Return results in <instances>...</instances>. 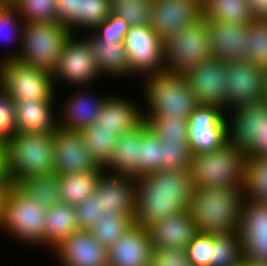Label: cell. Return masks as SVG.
I'll return each instance as SVG.
<instances>
[{"mask_svg":"<svg viewBox=\"0 0 267 266\" xmlns=\"http://www.w3.org/2000/svg\"><path fill=\"white\" fill-rule=\"evenodd\" d=\"M3 144L5 174L10 184L55 173L53 133L16 132Z\"/></svg>","mask_w":267,"mask_h":266,"instance_id":"cell-3","label":"cell"},{"mask_svg":"<svg viewBox=\"0 0 267 266\" xmlns=\"http://www.w3.org/2000/svg\"><path fill=\"white\" fill-rule=\"evenodd\" d=\"M152 247L147 228L133 225L107 249L108 266H150Z\"/></svg>","mask_w":267,"mask_h":266,"instance_id":"cell-22","label":"cell"},{"mask_svg":"<svg viewBox=\"0 0 267 266\" xmlns=\"http://www.w3.org/2000/svg\"><path fill=\"white\" fill-rule=\"evenodd\" d=\"M8 0H0V8L7 2Z\"/></svg>","mask_w":267,"mask_h":266,"instance_id":"cell-58","label":"cell"},{"mask_svg":"<svg viewBox=\"0 0 267 266\" xmlns=\"http://www.w3.org/2000/svg\"><path fill=\"white\" fill-rule=\"evenodd\" d=\"M189 88L201 105L227 106L226 62L211 57L208 61L194 66L184 73ZM223 106V107H222Z\"/></svg>","mask_w":267,"mask_h":266,"instance_id":"cell-13","label":"cell"},{"mask_svg":"<svg viewBox=\"0 0 267 266\" xmlns=\"http://www.w3.org/2000/svg\"><path fill=\"white\" fill-rule=\"evenodd\" d=\"M103 172H78L57 174L62 203L72 206L94 195Z\"/></svg>","mask_w":267,"mask_h":266,"instance_id":"cell-28","label":"cell"},{"mask_svg":"<svg viewBox=\"0 0 267 266\" xmlns=\"http://www.w3.org/2000/svg\"><path fill=\"white\" fill-rule=\"evenodd\" d=\"M82 0H57V22L71 27L81 26Z\"/></svg>","mask_w":267,"mask_h":266,"instance_id":"cell-49","label":"cell"},{"mask_svg":"<svg viewBox=\"0 0 267 266\" xmlns=\"http://www.w3.org/2000/svg\"><path fill=\"white\" fill-rule=\"evenodd\" d=\"M212 57L225 62L248 59V25L207 20Z\"/></svg>","mask_w":267,"mask_h":266,"instance_id":"cell-19","label":"cell"},{"mask_svg":"<svg viewBox=\"0 0 267 266\" xmlns=\"http://www.w3.org/2000/svg\"><path fill=\"white\" fill-rule=\"evenodd\" d=\"M144 114L135 105L119 97H105V101L95 121L98 129L112 130L118 137L135 131L144 121Z\"/></svg>","mask_w":267,"mask_h":266,"instance_id":"cell-24","label":"cell"},{"mask_svg":"<svg viewBox=\"0 0 267 266\" xmlns=\"http://www.w3.org/2000/svg\"><path fill=\"white\" fill-rule=\"evenodd\" d=\"M254 19H267V0H247Z\"/></svg>","mask_w":267,"mask_h":266,"instance_id":"cell-52","label":"cell"},{"mask_svg":"<svg viewBox=\"0 0 267 266\" xmlns=\"http://www.w3.org/2000/svg\"><path fill=\"white\" fill-rule=\"evenodd\" d=\"M234 111L233 124H230L232 132L226 124V143L252 156L254 143L260 136L261 123L265 122L267 116V102L241 106L234 108ZM229 132L232 134L230 135Z\"/></svg>","mask_w":267,"mask_h":266,"instance_id":"cell-20","label":"cell"},{"mask_svg":"<svg viewBox=\"0 0 267 266\" xmlns=\"http://www.w3.org/2000/svg\"><path fill=\"white\" fill-rule=\"evenodd\" d=\"M210 40L208 22L203 16L177 31L163 42L164 71L185 73L208 61L212 57Z\"/></svg>","mask_w":267,"mask_h":266,"instance_id":"cell-6","label":"cell"},{"mask_svg":"<svg viewBox=\"0 0 267 266\" xmlns=\"http://www.w3.org/2000/svg\"><path fill=\"white\" fill-rule=\"evenodd\" d=\"M16 12L18 13L17 8L10 1H7L0 8V35L1 36H3L2 34H4L3 33L4 31L6 32L5 29L10 30L11 31L10 34L17 32L14 30L15 28L13 27L15 24L14 22L16 21V20H14L15 17L13 15H15V14H13V13H16ZM12 29H13V31H12Z\"/></svg>","mask_w":267,"mask_h":266,"instance_id":"cell-50","label":"cell"},{"mask_svg":"<svg viewBox=\"0 0 267 266\" xmlns=\"http://www.w3.org/2000/svg\"><path fill=\"white\" fill-rule=\"evenodd\" d=\"M93 53L94 61L99 72L115 75L130 74V65L124 43H105L94 34L86 39Z\"/></svg>","mask_w":267,"mask_h":266,"instance_id":"cell-29","label":"cell"},{"mask_svg":"<svg viewBox=\"0 0 267 266\" xmlns=\"http://www.w3.org/2000/svg\"><path fill=\"white\" fill-rule=\"evenodd\" d=\"M147 127L144 122L135 131L118 137L112 158L103 169H113L116 172L115 175L138 179L140 177V134Z\"/></svg>","mask_w":267,"mask_h":266,"instance_id":"cell-26","label":"cell"},{"mask_svg":"<svg viewBox=\"0 0 267 266\" xmlns=\"http://www.w3.org/2000/svg\"><path fill=\"white\" fill-rule=\"evenodd\" d=\"M134 180V182H133ZM133 183V185H132ZM136 179L131 176H105L102 173L96 190L100 213H123L134 219L136 214Z\"/></svg>","mask_w":267,"mask_h":266,"instance_id":"cell-18","label":"cell"},{"mask_svg":"<svg viewBox=\"0 0 267 266\" xmlns=\"http://www.w3.org/2000/svg\"><path fill=\"white\" fill-rule=\"evenodd\" d=\"M81 135L94 161L104 168L112 158L118 136L112 130L98 129L95 123L83 129Z\"/></svg>","mask_w":267,"mask_h":266,"instance_id":"cell-32","label":"cell"},{"mask_svg":"<svg viewBox=\"0 0 267 266\" xmlns=\"http://www.w3.org/2000/svg\"><path fill=\"white\" fill-rule=\"evenodd\" d=\"M112 13L109 0H82L81 27L96 28Z\"/></svg>","mask_w":267,"mask_h":266,"instance_id":"cell-43","label":"cell"},{"mask_svg":"<svg viewBox=\"0 0 267 266\" xmlns=\"http://www.w3.org/2000/svg\"><path fill=\"white\" fill-rule=\"evenodd\" d=\"M129 28L130 26L127 22H124L115 14L111 13L104 22L95 28V30L100 31H98V34L94 35L105 43H124V38L126 37Z\"/></svg>","mask_w":267,"mask_h":266,"instance_id":"cell-46","label":"cell"},{"mask_svg":"<svg viewBox=\"0 0 267 266\" xmlns=\"http://www.w3.org/2000/svg\"><path fill=\"white\" fill-rule=\"evenodd\" d=\"M7 189V184H0V225L2 222L3 198Z\"/></svg>","mask_w":267,"mask_h":266,"instance_id":"cell-54","label":"cell"},{"mask_svg":"<svg viewBox=\"0 0 267 266\" xmlns=\"http://www.w3.org/2000/svg\"><path fill=\"white\" fill-rule=\"evenodd\" d=\"M79 231L74 206L61 203L47 208L44 222V243L59 246L66 238Z\"/></svg>","mask_w":267,"mask_h":266,"instance_id":"cell-27","label":"cell"},{"mask_svg":"<svg viewBox=\"0 0 267 266\" xmlns=\"http://www.w3.org/2000/svg\"><path fill=\"white\" fill-rule=\"evenodd\" d=\"M267 156V116L261 123L260 136L254 143V154L251 157Z\"/></svg>","mask_w":267,"mask_h":266,"instance_id":"cell-51","label":"cell"},{"mask_svg":"<svg viewBox=\"0 0 267 266\" xmlns=\"http://www.w3.org/2000/svg\"><path fill=\"white\" fill-rule=\"evenodd\" d=\"M151 131L166 142H188V120L168 116L144 115Z\"/></svg>","mask_w":267,"mask_h":266,"instance_id":"cell-36","label":"cell"},{"mask_svg":"<svg viewBox=\"0 0 267 266\" xmlns=\"http://www.w3.org/2000/svg\"><path fill=\"white\" fill-rule=\"evenodd\" d=\"M189 262L195 266H210L213 234H197L185 248Z\"/></svg>","mask_w":267,"mask_h":266,"instance_id":"cell-44","label":"cell"},{"mask_svg":"<svg viewBox=\"0 0 267 266\" xmlns=\"http://www.w3.org/2000/svg\"><path fill=\"white\" fill-rule=\"evenodd\" d=\"M111 4L115 3L116 1H120V0H109Z\"/></svg>","mask_w":267,"mask_h":266,"instance_id":"cell-59","label":"cell"},{"mask_svg":"<svg viewBox=\"0 0 267 266\" xmlns=\"http://www.w3.org/2000/svg\"><path fill=\"white\" fill-rule=\"evenodd\" d=\"M161 141L163 170L189 171L193 153L188 142Z\"/></svg>","mask_w":267,"mask_h":266,"instance_id":"cell-42","label":"cell"},{"mask_svg":"<svg viewBox=\"0 0 267 266\" xmlns=\"http://www.w3.org/2000/svg\"><path fill=\"white\" fill-rule=\"evenodd\" d=\"M245 192L248 193L249 198L267 202V158L265 156H248Z\"/></svg>","mask_w":267,"mask_h":266,"instance_id":"cell-38","label":"cell"},{"mask_svg":"<svg viewBox=\"0 0 267 266\" xmlns=\"http://www.w3.org/2000/svg\"><path fill=\"white\" fill-rule=\"evenodd\" d=\"M247 162V152L227 143L215 151L193 154L189 172L194 188H245Z\"/></svg>","mask_w":267,"mask_h":266,"instance_id":"cell-4","label":"cell"},{"mask_svg":"<svg viewBox=\"0 0 267 266\" xmlns=\"http://www.w3.org/2000/svg\"><path fill=\"white\" fill-rule=\"evenodd\" d=\"M47 208L39 206L18 184H7L0 227L24 241L44 243Z\"/></svg>","mask_w":267,"mask_h":266,"instance_id":"cell-8","label":"cell"},{"mask_svg":"<svg viewBox=\"0 0 267 266\" xmlns=\"http://www.w3.org/2000/svg\"><path fill=\"white\" fill-rule=\"evenodd\" d=\"M136 181L134 225L144 228L186 211L195 189L190 172L182 170H159Z\"/></svg>","mask_w":267,"mask_h":266,"instance_id":"cell-1","label":"cell"},{"mask_svg":"<svg viewBox=\"0 0 267 266\" xmlns=\"http://www.w3.org/2000/svg\"><path fill=\"white\" fill-rule=\"evenodd\" d=\"M39 206L51 208L61 204L57 174L30 177L18 184Z\"/></svg>","mask_w":267,"mask_h":266,"instance_id":"cell-34","label":"cell"},{"mask_svg":"<svg viewBox=\"0 0 267 266\" xmlns=\"http://www.w3.org/2000/svg\"><path fill=\"white\" fill-rule=\"evenodd\" d=\"M265 101L267 102V69H266V77H265V94H264Z\"/></svg>","mask_w":267,"mask_h":266,"instance_id":"cell-56","label":"cell"},{"mask_svg":"<svg viewBox=\"0 0 267 266\" xmlns=\"http://www.w3.org/2000/svg\"><path fill=\"white\" fill-rule=\"evenodd\" d=\"M25 22H57V0H10Z\"/></svg>","mask_w":267,"mask_h":266,"instance_id":"cell-41","label":"cell"},{"mask_svg":"<svg viewBox=\"0 0 267 266\" xmlns=\"http://www.w3.org/2000/svg\"><path fill=\"white\" fill-rule=\"evenodd\" d=\"M243 260V246L239 233L213 234L210 266H236Z\"/></svg>","mask_w":267,"mask_h":266,"instance_id":"cell-35","label":"cell"},{"mask_svg":"<svg viewBox=\"0 0 267 266\" xmlns=\"http://www.w3.org/2000/svg\"><path fill=\"white\" fill-rule=\"evenodd\" d=\"M161 139L147 127L140 134V176L163 170Z\"/></svg>","mask_w":267,"mask_h":266,"instance_id":"cell-37","label":"cell"},{"mask_svg":"<svg viewBox=\"0 0 267 266\" xmlns=\"http://www.w3.org/2000/svg\"><path fill=\"white\" fill-rule=\"evenodd\" d=\"M74 208L79 230L89 231L96 224V221L102 220L96 192L93 196L75 205Z\"/></svg>","mask_w":267,"mask_h":266,"instance_id":"cell-45","label":"cell"},{"mask_svg":"<svg viewBox=\"0 0 267 266\" xmlns=\"http://www.w3.org/2000/svg\"><path fill=\"white\" fill-rule=\"evenodd\" d=\"M242 193L245 194V188L194 189L187 210L195 221L199 233H239L242 207L245 202Z\"/></svg>","mask_w":267,"mask_h":266,"instance_id":"cell-2","label":"cell"},{"mask_svg":"<svg viewBox=\"0 0 267 266\" xmlns=\"http://www.w3.org/2000/svg\"><path fill=\"white\" fill-rule=\"evenodd\" d=\"M8 179L5 174V160H4V144L0 141V184H8Z\"/></svg>","mask_w":267,"mask_h":266,"instance_id":"cell-53","label":"cell"},{"mask_svg":"<svg viewBox=\"0 0 267 266\" xmlns=\"http://www.w3.org/2000/svg\"><path fill=\"white\" fill-rule=\"evenodd\" d=\"M245 261H247L250 264V266H267V263H262L252 260H245Z\"/></svg>","mask_w":267,"mask_h":266,"instance_id":"cell-55","label":"cell"},{"mask_svg":"<svg viewBox=\"0 0 267 266\" xmlns=\"http://www.w3.org/2000/svg\"><path fill=\"white\" fill-rule=\"evenodd\" d=\"M89 99L85 97V94L79 93L78 96L70 98L69 103L67 102V110L64 112L66 116L63 120L65 121L63 124L58 122V127L63 130L81 132L92 123H95L105 97L98 101H89Z\"/></svg>","mask_w":267,"mask_h":266,"instance_id":"cell-30","label":"cell"},{"mask_svg":"<svg viewBox=\"0 0 267 266\" xmlns=\"http://www.w3.org/2000/svg\"><path fill=\"white\" fill-rule=\"evenodd\" d=\"M99 73L89 42L86 39L77 42L70 35L51 74L53 79L54 76L63 77L71 83L82 85L96 78Z\"/></svg>","mask_w":267,"mask_h":266,"instance_id":"cell-17","label":"cell"},{"mask_svg":"<svg viewBox=\"0 0 267 266\" xmlns=\"http://www.w3.org/2000/svg\"><path fill=\"white\" fill-rule=\"evenodd\" d=\"M124 46L132 73L147 72L152 76L164 72L163 42L150 25L131 26Z\"/></svg>","mask_w":267,"mask_h":266,"instance_id":"cell-12","label":"cell"},{"mask_svg":"<svg viewBox=\"0 0 267 266\" xmlns=\"http://www.w3.org/2000/svg\"><path fill=\"white\" fill-rule=\"evenodd\" d=\"M236 266H250V264L247 261L243 260L242 262L238 263Z\"/></svg>","mask_w":267,"mask_h":266,"instance_id":"cell-57","label":"cell"},{"mask_svg":"<svg viewBox=\"0 0 267 266\" xmlns=\"http://www.w3.org/2000/svg\"><path fill=\"white\" fill-rule=\"evenodd\" d=\"M202 16L207 20L248 25L254 19L247 0H204Z\"/></svg>","mask_w":267,"mask_h":266,"instance_id":"cell-31","label":"cell"},{"mask_svg":"<svg viewBox=\"0 0 267 266\" xmlns=\"http://www.w3.org/2000/svg\"><path fill=\"white\" fill-rule=\"evenodd\" d=\"M55 173L104 172L92 158L81 132L57 128L53 133Z\"/></svg>","mask_w":267,"mask_h":266,"instance_id":"cell-14","label":"cell"},{"mask_svg":"<svg viewBox=\"0 0 267 266\" xmlns=\"http://www.w3.org/2000/svg\"><path fill=\"white\" fill-rule=\"evenodd\" d=\"M53 76L18 59L0 65V87L14 100H47L53 95Z\"/></svg>","mask_w":267,"mask_h":266,"instance_id":"cell-9","label":"cell"},{"mask_svg":"<svg viewBox=\"0 0 267 266\" xmlns=\"http://www.w3.org/2000/svg\"><path fill=\"white\" fill-rule=\"evenodd\" d=\"M153 248L171 247L185 249L199 234L188 210L164 218L147 227Z\"/></svg>","mask_w":267,"mask_h":266,"instance_id":"cell-23","label":"cell"},{"mask_svg":"<svg viewBox=\"0 0 267 266\" xmlns=\"http://www.w3.org/2000/svg\"><path fill=\"white\" fill-rule=\"evenodd\" d=\"M227 106L238 108L264 102L266 69L247 60L226 62Z\"/></svg>","mask_w":267,"mask_h":266,"instance_id":"cell-10","label":"cell"},{"mask_svg":"<svg viewBox=\"0 0 267 266\" xmlns=\"http://www.w3.org/2000/svg\"><path fill=\"white\" fill-rule=\"evenodd\" d=\"M187 266H195V265H193L192 263H189Z\"/></svg>","mask_w":267,"mask_h":266,"instance_id":"cell-60","label":"cell"},{"mask_svg":"<svg viewBox=\"0 0 267 266\" xmlns=\"http://www.w3.org/2000/svg\"><path fill=\"white\" fill-rule=\"evenodd\" d=\"M243 202L240 239L244 260L267 263V202Z\"/></svg>","mask_w":267,"mask_h":266,"instance_id":"cell-16","label":"cell"},{"mask_svg":"<svg viewBox=\"0 0 267 266\" xmlns=\"http://www.w3.org/2000/svg\"><path fill=\"white\" fill-rule=\"evenodd\" d=\"M222 109L198 104L188 118V144L193 154L215 151L226 144V124Z\"/></svg>","mask_w":267,"mask_h":266,"instance_id":"cell-11","label":"cell"},{"mask_svg":"<svg viewBox=\"0 0 267 266\" xmlns=\"http://www.w3.org/2000/svg\"><path fill=\"white\" fill-rule=\"evenodd\" d=\"M189 263L185 249L152 247L150 266H187Z\"/></svg>","mask_w":267,"mask_h":266,"instance_id":"cell-48","label":"cell"},{"mask_svg":"<svg viewBox=\"0 0 267 266\" xmlns=\"http://www.w3.org/2000/svg\"><path fill=\"white\" fill-rule=\"evenodd\" d=\"M134 219L123 213H109L89 230L95 239L106 249L115 244L132 226Z\"/></svg>","mask_w":267,"mask_h":266,"instance_id":"cell-33","label":"cell"},{"mask_svg":"<svg viewBox=\"0 0 267 266\" xmlns=\"http://www.w3.org/2000/svg\"><path fill=\"white\" fill-rule=\"evenodd\" d=\"M55 249L64 266H108L107 249L90 231L75 232Z\"/></svg>","mask_w":267,"mask_h":266,"instance_id":"cell-21","label":"cell"},{"mask_svg":"<svg viewBox=\"0 0 267 266\" xmlns=\"http://www.w3.org/2000/svg\"><path fill=\"white\" fill-rule=\"evenodd\" d=\"M201 17L198 0H152L150 26L162 42Z\"/></svg>","mask_w":267,"mask_h":266,"instance_id":"cell-15","label":"cell"},{"mask_svg":"<svg viewBox=\"0 0 267 266\" xmlns=\"http://www.w3.org/2000/svg\"><path fill=\"white\" fill-rule=\"evenodd\" d=\"M16 132L14 100L0 87V141L12 138Z\"/></svg>","mask_w":267,"mask_h":266,"instance_id":"cell-47","label":"cell"},{"mask_svg":"<svg viewBox=\"0 0 267 266\" xmlns=\"http://www.w3.org/2000/svg\"><path fill=\"white\" fill-rule=\"evenodd\" d=\"M149 79V80H148ZM146 99L151 115L188 120L198 105L184 73L162 72L148 76Z\"/></svg>","mask_w":267,"mask_h":266,"instance_id":"cell-7","label":"cell"},{"mask_svg":"<svg viewBox=\"0 0 267 266\" xmlns=\"http://www.w3.org/2000/svg\"><path fill=\"white\" fill-rule=\"evenodd\" d=\"M247 61L267 69V19H253L248 24Z\"/></svg>","mask_w":267,"mask_h":266,"instance_id":"cell-39","label":"cell"},{"mask_svg":"<svg viewBox=\"0 0 267 266\" xmlns=\"http://www.w3.org/2000/svg\"><path fill=\"white\" fill-rule=\"evenodd\" d=\"M54 95L47 100H25L14 102L17 132L54 133L58 124L52 117Z\"/></svg>","mask_w":267,"mask_h":266,"instance_id":"cell-25","label":"cell"},{"mask_svg":"<svg viewBox=\"0 0 267 266\" xmlns=\"http://www.w3.org/2000/svg\"><path fill=\"white\" fill-rule=\"evenodd\" d=\"M21 30L24 49L20 55L15 54L8 59H18L52 73L73 31L59 22H26Z\"/></svg>","mask_w":267,"mask_h":266,"instance_id":"cell-5","label":"cell"},{"mask_svg":"<svg viewBox=\"0 0 267 266\" xmlns=\"http://www.w3.org/2000/svg\"><path fill=\"white\" fill-rule=\"evenodd\" d=\"M152 0H120L112 4V13L131 26L150 25Z\"/></svg>","mask_w":267,"mask_h":266,"instance_id":"cell-40","label":"cell"}]
</instances>
